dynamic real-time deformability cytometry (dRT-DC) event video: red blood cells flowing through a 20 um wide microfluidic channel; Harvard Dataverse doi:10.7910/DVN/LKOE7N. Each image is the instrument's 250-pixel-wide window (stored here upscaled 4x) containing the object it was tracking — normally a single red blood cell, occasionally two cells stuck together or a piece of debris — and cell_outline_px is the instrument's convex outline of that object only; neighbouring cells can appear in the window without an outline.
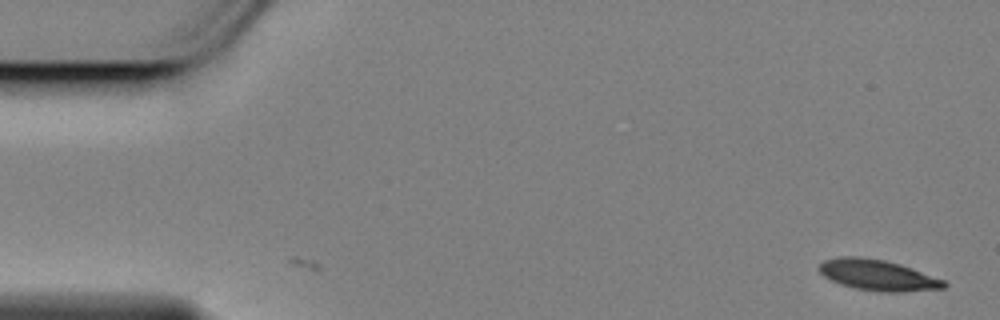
{"species": "Egyptian fruit bat (a non-hibernating species)", "species_latin": "Rousettus aegyptiacus", "temperature_condition": "cold", "stored_images_in_passage": 2, "camera_frame_rate_fps": 3000, "um_per_image_px": 0.085, "animal": {"sex": "female"}, "frame": {"image": 1, "passage_image": 2, "time_ms": 0.333, "image_size_px": [1000, 320], "cell_outline_px": [[948, 284], [944, 288], [900, 292], [880, 292], [856, 288], [840, 284], [824, 276], [816, 268], [824, 260], [840, 256], [856, 256], [884, 260], [900, 264], [944, 280]], "centroid_in_image_um": [74.58, 23.38], "position_along_channel_um": 10.4, "area_um2": 22.31}}